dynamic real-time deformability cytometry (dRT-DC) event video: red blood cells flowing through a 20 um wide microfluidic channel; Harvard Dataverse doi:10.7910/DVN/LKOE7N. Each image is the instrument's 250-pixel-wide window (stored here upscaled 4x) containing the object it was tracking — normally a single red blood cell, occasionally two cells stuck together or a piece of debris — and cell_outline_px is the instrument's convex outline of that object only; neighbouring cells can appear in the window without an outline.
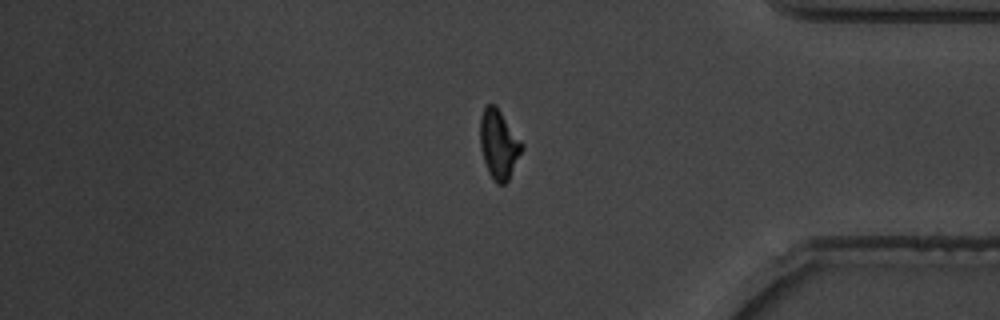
{"species": "common noctule bat (a hibernating species)", "species_latin": "Nyctalus noctula", "temperature_condition": "warm", "stored_images_in_passage": 39, "camera_frame_rate_fps": 3000, "um_per_image_px": 0.085, "animal": {"sex": "male", "body_mass_g": 19.5, "forearm_length_mm": 54.6}, "frame": {"image": 1, "passage_image": 30, "time_ms": 9.667, "image_size_px": [1000, 320], "cell_outline_px": [[524, 148], [508, 180], [504, 184], [496, 184], [488, 172], [480, 148], [480, 116], [484, 108], [488, 104], [496, 104], [524, 144]], "centroid_in_image_um": [42.4, 12.25], "position_along_channel_um": 392.8, "area_um2": 16.99}}
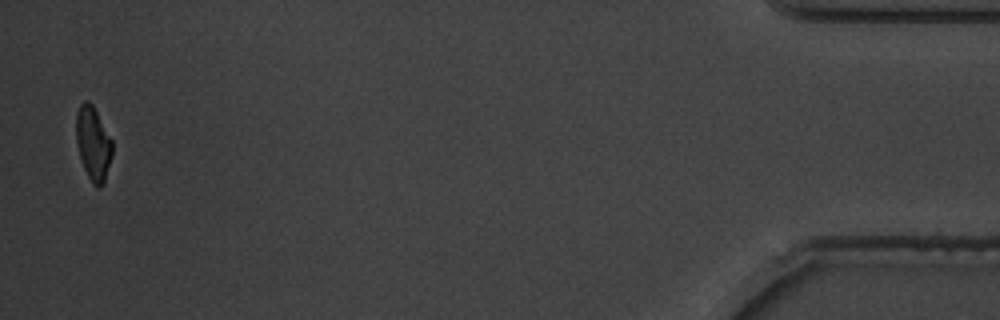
{"frame": {"image": 2, "passage_image": 38, "time_ms": 12.333, "image_size_px": [1000, 320], "cell_outline_px": [[112, 156], [104, 184], [100, 188], [92, 184], [84, 168], [80, 156], [76, 140], [76, 112], [80, 104], [84, 100], [88, 100], [92, 104], [112, 140]], "centroid_in_image_um": [7.92, 12.2], "position_along_channel_um": 427.3, "area_um2": 15.55}, "authors_computed_cell_mechanics": {"area_um2": 17.1088, "velocity_mm_per_s": 3.6669, "shape_relaxation_time_tau1_ms": 3.7071, "shape_relaxation_time_tau2_ms": 1.8625, "deformation_change_tau1": 0.1484, "deformation_change_tau2": 0.0826}}